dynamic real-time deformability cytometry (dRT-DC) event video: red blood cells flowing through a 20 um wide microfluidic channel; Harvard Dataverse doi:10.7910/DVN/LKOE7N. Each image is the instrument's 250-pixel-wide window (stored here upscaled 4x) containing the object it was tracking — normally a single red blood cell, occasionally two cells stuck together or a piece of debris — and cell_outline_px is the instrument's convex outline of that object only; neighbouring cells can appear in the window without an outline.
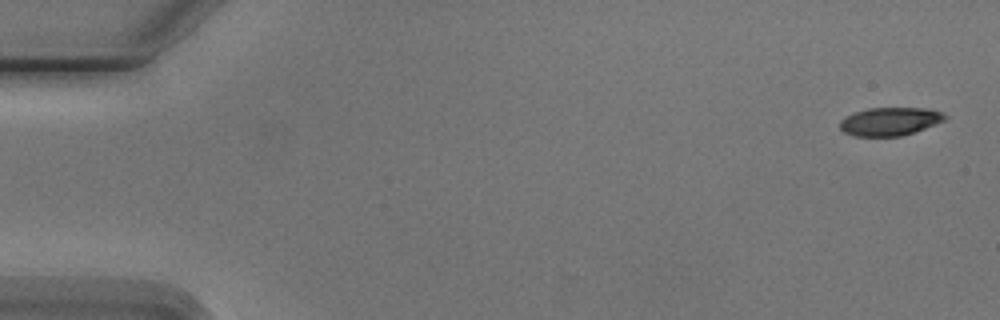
{"species": "Egyptian fruit bat (a non-hibernating species)", "species_latin": "Rousettus aegyptiacus", "temperature_condition": "cold", "stored_images_in_passage": 5, "camera_frame_rate_fps": 3000, "um_per_image_px": 0.085, "animal": {"sex": "male"}, "frame": {"image": 1, "passage_image": 1, "time_ms": 0.0, "image_size_px": [1000, 320], "cell_outline_px": [[948, 116], [944, 120], [924, 128], [900, 136], [856, 136], [844, 132], [840, 128], [840, 120], [844, 116], [868, 108], [932, 108], [944, 112]], "centroid_in_image_um": [75.65, 10.3], "position_along_channel_um": 9.4, "area_um2": 17.22}}